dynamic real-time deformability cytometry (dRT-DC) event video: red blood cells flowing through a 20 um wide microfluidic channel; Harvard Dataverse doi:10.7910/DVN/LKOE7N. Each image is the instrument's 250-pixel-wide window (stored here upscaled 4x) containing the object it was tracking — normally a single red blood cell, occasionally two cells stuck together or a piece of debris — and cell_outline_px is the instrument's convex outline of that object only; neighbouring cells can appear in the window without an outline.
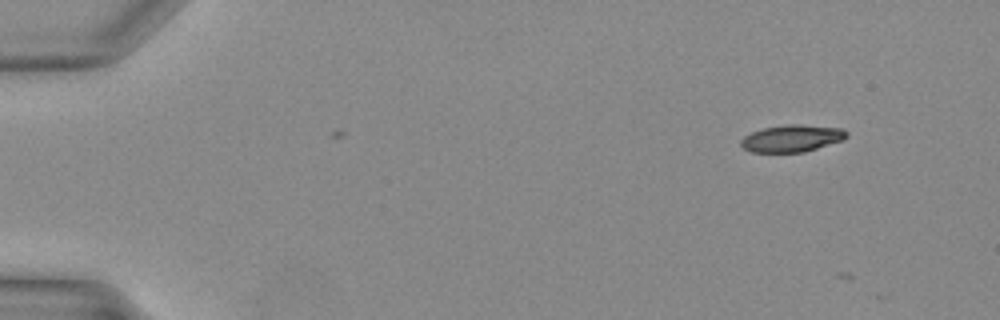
{"species": "Egyptian fruit bat (a non-hibernating species)", "species_latin": "Rousettus aegyptiacus", "temperature_condition": "warm", "stored_images_in_passage": 4, "camera_frame_rate_fps": 3000, "um_per_image_px": 0.085, "animal": {"sex": "female"}, "frame": {"image": 1, "passage_image": 1, "time_ms": 0.0, "image_size_px": [1000, 320], "cell_outline_px": [[848, 136], [844, 140], [804, 152], [752, 152], [744, 148], [740, 144], [740, 140], [744, 136], [752, 132], [764, 128], [792, 124], [800, 124], [840, 128], [848, 132]], "centroid_in_image_um": [67.33, 11.76], "position_along_channel_um": 17.7, "area_um2": 16.59}}